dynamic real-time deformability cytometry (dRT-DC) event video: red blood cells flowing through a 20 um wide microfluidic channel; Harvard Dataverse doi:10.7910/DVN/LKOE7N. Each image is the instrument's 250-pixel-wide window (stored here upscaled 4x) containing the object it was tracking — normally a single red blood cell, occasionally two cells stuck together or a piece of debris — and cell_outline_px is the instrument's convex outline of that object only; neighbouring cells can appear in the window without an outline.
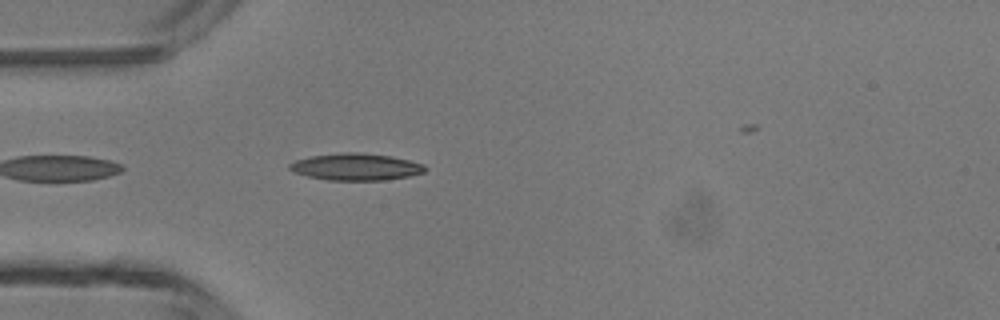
{"species": "common noctule bat (a hibernating species)", "species_latin": "Nyctalus noctula", "temperature_condition": "room temperature", "stored_images_in_passage": 4, "camera_frame_rate_fps": 3000, "um_per_image_px": 0.085, "animal": {"sex": "male", "body_mass_g": 13.3}, "frame": {"image": 1, "passage_image": 4, "time_ms": 3.333, "image_size_px": [1000, 320], "cell_outline_px": [[428, 168], [424, 172], [408, 176], [384, 180], [328, 180], [308, 176], [292, 172], [288, 168], [288, 164], [296, 160], [312, 156], [340, 152], [360, 152], [392, 156], [424, 164]], "centroid_in_image_um": [30.24, 14.17], "position_along_channel_um": 54.8, "area_um2": 21.33}}